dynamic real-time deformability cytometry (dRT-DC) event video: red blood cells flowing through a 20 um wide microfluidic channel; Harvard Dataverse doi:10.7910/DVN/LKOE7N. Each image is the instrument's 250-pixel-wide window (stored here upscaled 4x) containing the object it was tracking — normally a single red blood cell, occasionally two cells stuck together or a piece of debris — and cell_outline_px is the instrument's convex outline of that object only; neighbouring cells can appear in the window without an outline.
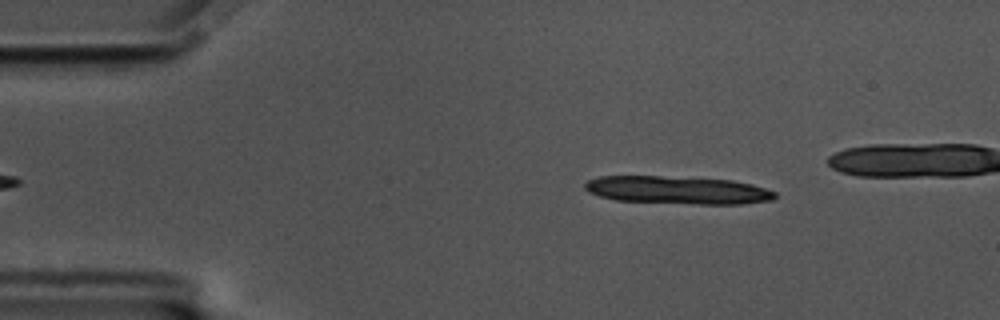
{"species": "common noctule bat (a hibernating species)", "species_latin": "Nyctalus noctula", "temperature_condition": "cold", "stored_images_in_passage": 11, "camera_frame_rate_fps": 3000, "um_per_image_px": 0.085, "animal": {"sex": "male", "body_mass_g": 17.5, "forearm_length_mm": 52.3}, "frame": {"image": 1, "passage_image": 4, "time_ms": 1.0, "image_size_px": [1000, 320], "cell_outline_px": [[776, 196], [772, 200], [740, 204], [700, 204], [616, 200], [600, 196], [588, 192], [584, 188], [584, 184], [588, 180], [600, 176], [660, 176], [732, 180], [752, 184], [776, 192]], "centroid_in_image_um": [57.59, 16.15], "position_along_channel_um": 27.4, "area_um2": 30.69}}